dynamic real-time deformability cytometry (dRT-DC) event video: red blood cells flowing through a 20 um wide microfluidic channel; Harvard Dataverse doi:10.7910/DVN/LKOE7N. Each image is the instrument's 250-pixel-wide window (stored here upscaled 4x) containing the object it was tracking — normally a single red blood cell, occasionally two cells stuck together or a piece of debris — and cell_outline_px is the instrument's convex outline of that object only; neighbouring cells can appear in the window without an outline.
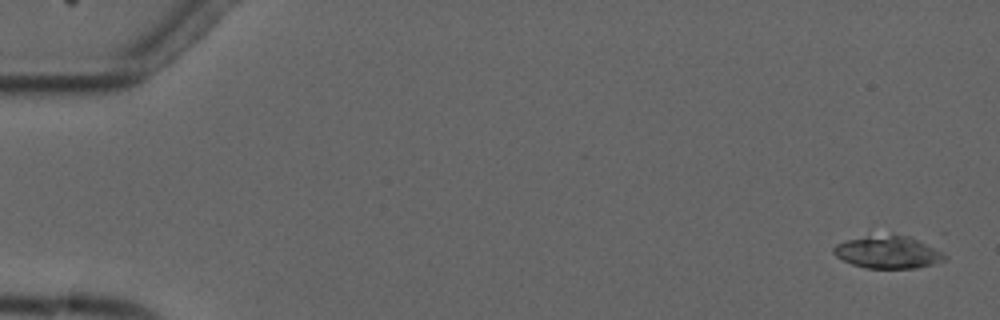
{"species": "common noctule bat (a hibernating species)", "species_latin": "Nyctalus noctula", "temperature_condition": "cold", "stored_images_in_passage": 10, "camera_frame_rate_fps": 3000, "um_per_image_px": 0.085, "animal": {"sex": "male", "forearm_length_mm": 52.5}, "frame": {"image": 1, "passage_image": 1, "time_ms": 0.0, "image_size_px": [1000, 320], "cell_outline_px": [[948, 256], [944, 260], [932, 264], [916, 268], [864, 268], [852, 264], [836, 256], [832, 252], [832, 248], [836, 244], [848, 240], [868, 236], [908, 236], [944, 252]], "centroid_in_image_um": [75.47, 21.46], "position_along_channel_um": 9.5, "area_um2": 20.58}}